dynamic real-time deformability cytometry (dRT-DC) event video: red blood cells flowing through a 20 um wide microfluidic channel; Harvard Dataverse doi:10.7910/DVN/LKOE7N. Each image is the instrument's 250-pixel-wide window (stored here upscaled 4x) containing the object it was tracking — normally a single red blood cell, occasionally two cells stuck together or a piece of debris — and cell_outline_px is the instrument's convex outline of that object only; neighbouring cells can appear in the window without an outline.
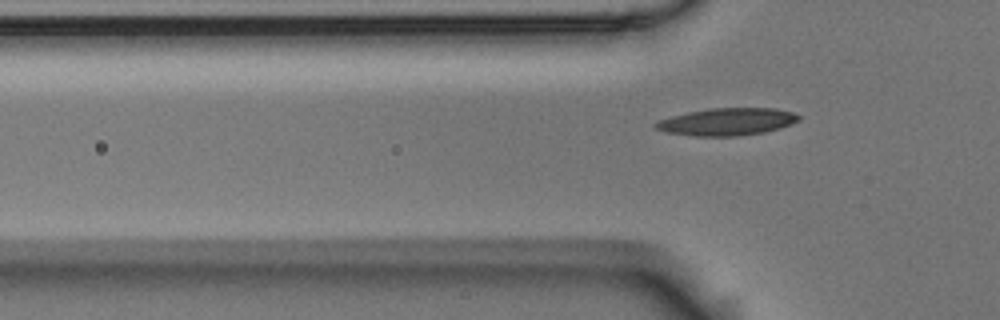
{"species": "Egyptian fruit bat (a non-hibernating species)", "species_latin": "Rousettus aegyptiacus", "temperature_condition": "room temperature", "stored_images_in_passage": 5, "camera_frame_rate_fps": 3000, "um_per_image_px": 0.085, "animal": {"sex": "male"}, "frame": {"image": 1, "passage_image": 5, "time_ms": 1.333, "image_size_px": [1000, 320], "cell_outline_px": [[800, 120], [792, 124], [780, 128], [764, 132], [736, 136], [692, 136], [664, 132], [656, 128], [652, 124], [660, 120], [672, 116], [688, 112], [708, 108], [776, 108], [792, 112], [800, 116]], "centroid_in_image_um": [61.8, 10.35], "position_along_channel_um": 64.0, "area_um2": 22.89}}